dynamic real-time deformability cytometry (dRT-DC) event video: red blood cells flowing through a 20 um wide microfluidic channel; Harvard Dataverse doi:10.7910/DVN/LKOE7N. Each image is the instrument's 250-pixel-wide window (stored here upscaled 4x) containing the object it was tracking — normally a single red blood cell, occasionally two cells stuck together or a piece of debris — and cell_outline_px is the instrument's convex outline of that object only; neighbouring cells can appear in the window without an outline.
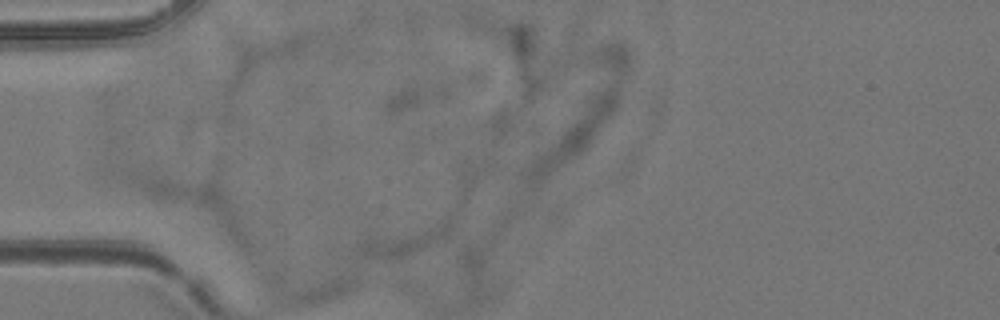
{"species": "common noctule bat (a hibernating species)", "species_latin": "Nyctalus noctula", "temperature_condition": "room temperature", "stored_images_in_passage": 3, "camera_frame_rate_fps": 3000, "um_per_image_px": 0.085, "animal": {"sex": "female", "body_mass_g": 24.6, "forearm_length_mm": 56.2}, "frame": {"image": 1, "passage_image": 1, "time_ms": 0.0, "image_size_px": [1000, 320], "cell_outline_px": [[492, 300], [480, 304], [468, 304], [464, 300], [456, 260], [468, 248], [480, 248], [484, 252]], "centroid_in_image_um": [40.3, 23.51], "position_along_channel_um": 44.7, "area_um2": 10.75}}